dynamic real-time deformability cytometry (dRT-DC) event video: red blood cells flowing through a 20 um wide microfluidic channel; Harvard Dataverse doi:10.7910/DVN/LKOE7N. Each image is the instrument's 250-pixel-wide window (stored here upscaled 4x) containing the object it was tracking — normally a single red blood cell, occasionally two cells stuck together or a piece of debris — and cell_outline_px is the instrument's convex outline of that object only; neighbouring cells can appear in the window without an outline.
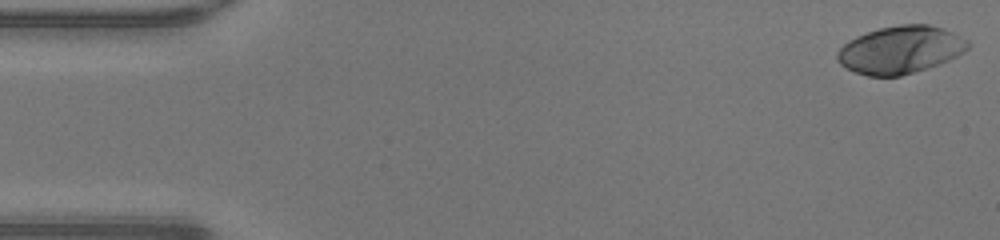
{"species": "human", "species_latin": "Homo sapiens", "temperature_condition": "warm", "stored_images_in_passage": 48, "camera_frame_rate_fps": 3000, "um_per_image_px": 0.085, "donor": {"sex": "male"}, "frame": {"image": 1, "passage_image": 1, "time_ms": 0.0, "image_size_px": [1000, 240], "cell_outline_px": [[972, 44], [964, 52], [940, 64], [900, 76], [868, 76], [856, 72], [840, 64], [836, 60], [836, 52], [848, 40], [856, 36], [880, 28], [900, 24], [928, 24], [944, 28], [968, 40]], "centroid_in_image_um": [76.54, 4.22], "position_along_channel_um": 8.5, "area_um2": 36.24}}
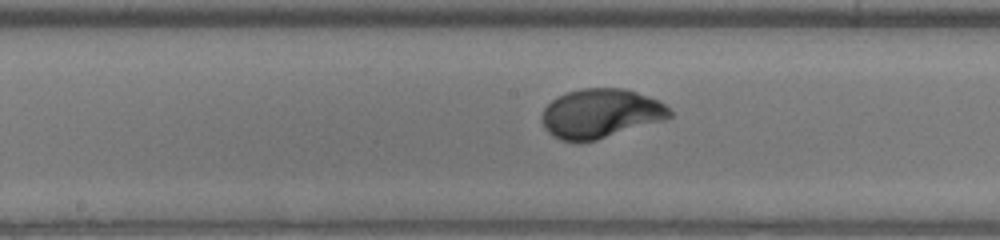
{"frame": {"image": 2, "passage_image": 24, "time_ms": 7.667, "image_size_px": [1000, 240], "cell_outline_px": [[672, 116], [664, 120], [596, 140], [580, 144], [560, 140], [552, 136], [544, 128], [540, 120], [540, 116], [544, 108], [556, 96], [580, 88], [624, 88], [660, 100], [672, 108]], "centroid_in_image_um": [51.03, 9.66], "position_along_channel_um": 197.2, "area_um2": 37.34}}
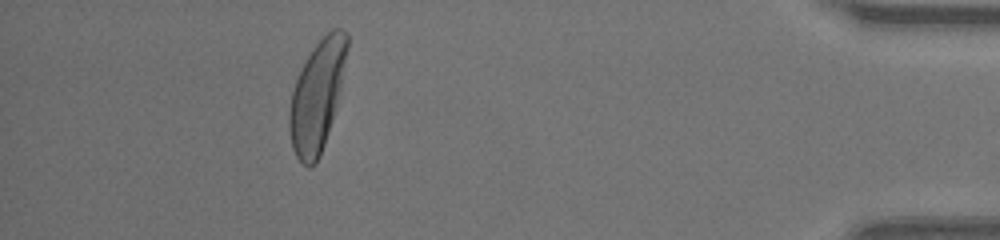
{"frame": {"image": 3, "passage_image": 43, "time_ms": 14.0, "image_size_px": [1000, 240], "cell_outline_px": [[348, 48], [340, 88], [332, 120], [320, 156], [316, 164], [312, 168], [308, 168], [296, 156], [292, 148], [288, 128], [288, 112], [292, 92], [296, 80], [304, 60], [312, 48], [332, 28], [340, 28], [348, 36]], "centroid_in_image_um": [26.93, 8.17], "position_along_channel_um": 408.3, "area_um2": 37.05}, "authors_computed_cell_mechanics": {"area_um2": 36.3273, "velocity_mm_per_s": 4.3004, "shape_relaxation_time_tau1_ms": 2.1244, "shape_relaxation_time_tau2_ms": null, "deformation_change_tau1": 0.1732, "deformation_change_tau2": null}}